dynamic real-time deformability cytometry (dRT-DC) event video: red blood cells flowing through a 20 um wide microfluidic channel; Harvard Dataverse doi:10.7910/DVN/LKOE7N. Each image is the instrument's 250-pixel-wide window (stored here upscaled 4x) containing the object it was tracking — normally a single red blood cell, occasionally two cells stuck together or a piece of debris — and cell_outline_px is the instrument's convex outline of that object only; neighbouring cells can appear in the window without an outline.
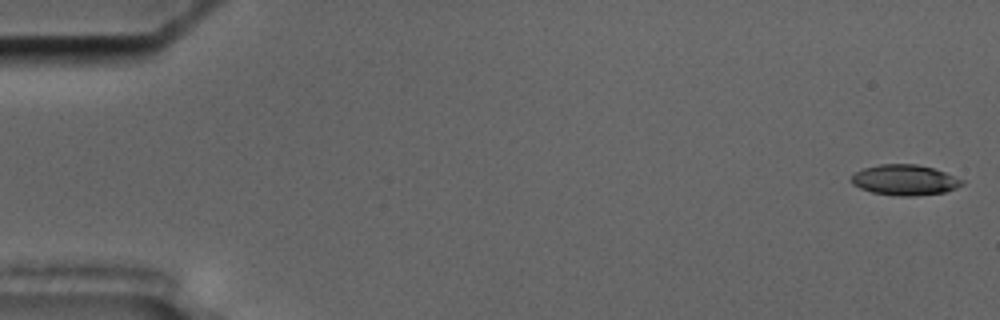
{"species": "common noctule bat (a hibernating species)", "species_latin": "Nyctalus noctula", "temperature_condition": "cold", "stored_images_in_passage": 57, "camera_frame_rate_fps": 3000, "um_per_image_px": 0.085, "animal": {"sex": "male", "body_mass_g": 17.5, "forearm_length_mm": 52.3}, "frame": {"image": 1, "passage_image": 1, "time_ms": 0.0, "image_size_px": [1000, 320], "cell_outline_px": [[964, 184], [956, 188], [944, 192], [916, 196], [900, 196], [872, 192], [860, 188], [852, 184], [852, 176], [856, 172], [864, 168], [880, 164], [916, 164], [932, 168], [944, 172], [964, 180]], "centroid_in_image_um": [76.92, 15.3], "position_along_channel_um": 8.1, "area_um2": 19.54}}
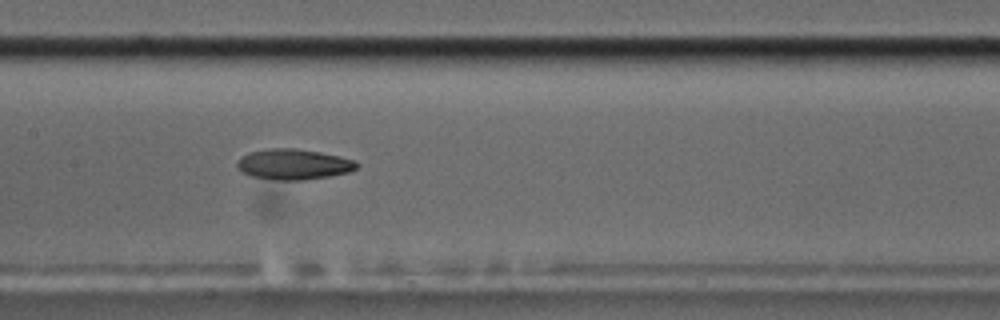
{"frame": {"image": 2, "passage_image": 28, "time_ms": 9.0, "image_size_px": [1000, 320], "cell_outline_px": [[360, 164], [356, 168], [348, 172], [328, 176], [304, 180], [276, 180], [252, 176], [240, 172], [236, 164], [240, 156], [248, 152], [268, 148], [292, 148], [320, 152], [340, 156], [356, 160]], "centroid_in_image_um": [24.93, 13.96], "position_along_channel_um": 182.5, "area_um2": 21.44}}
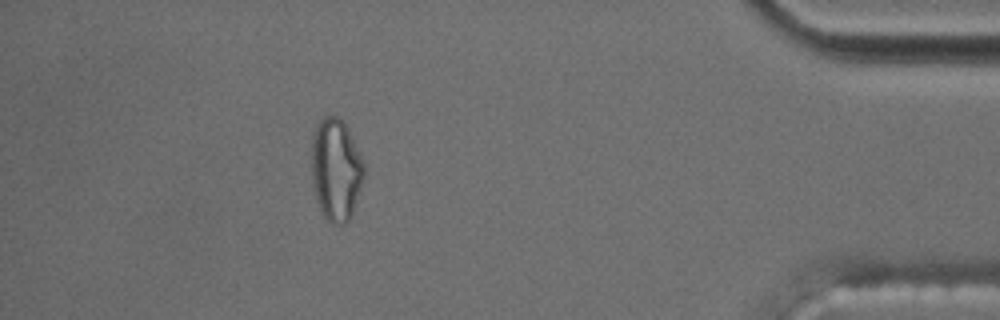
{"frame": {"image": 3, "passage_image": 51, "time_ms": 16.667, "image_size_px": [1000, 320], "cell_outline_px": [[364, 176], [352, 212], [348, 220], [344, 224], [332, 224], [320, 212], [316, 200], [312, 184], [312, 136], [316, 124], [324, 116], [336, 116], [348, 128], [360, 152], [364, 164]], "centroid_in_image_um": [28.53, 14.41], "position_along_channel_um": 406.7, "area_um2": 31.27}, "authors_computed_cell_mechanics": {"area_um2": 21.1548, "velocity_mm_per_s": 3.5495, "shape_relaxation_time_tau1_ms": 10.2752, "shape_relaxation_time_tau2_ms": 9.8582, "deformation_change_tau1": 0.2635, "deformation_change_tau2": 0.1938}}